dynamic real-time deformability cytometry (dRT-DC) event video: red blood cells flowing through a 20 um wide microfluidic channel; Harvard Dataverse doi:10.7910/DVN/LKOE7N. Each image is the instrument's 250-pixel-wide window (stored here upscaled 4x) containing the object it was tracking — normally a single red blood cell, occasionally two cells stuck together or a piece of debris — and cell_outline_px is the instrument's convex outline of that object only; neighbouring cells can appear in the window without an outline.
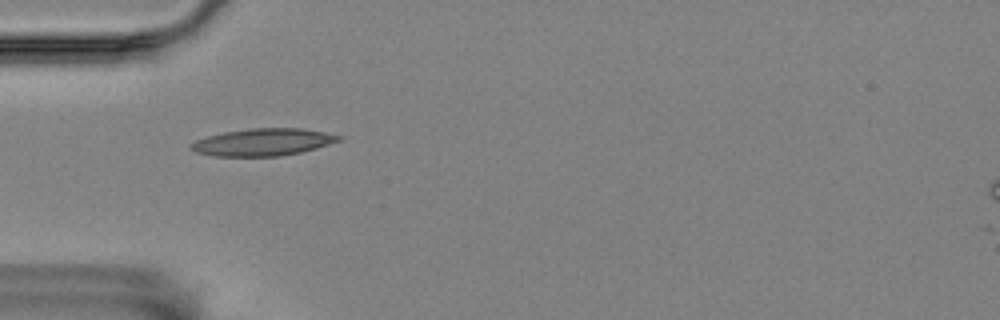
{"species": "Egyptian fruit bat (a non-hibernating species)", "species_latin": "Rousettus aegyptiacus", "temperature_condition": "room temperature", "stored_images_in_passage": 40, "camera_frame_rate_fps": 3000, "um_per_image_px": 0.085, "animal": {"sex": "female"}, "frame": {"image": 1, "passage_image": 1, "time_ms": 0.0, "image_size_px": [1000, 320], "cell_outline_px": [[344, 136], [340, 140], [316, 148], [300, 152], [280, 156], [212, 156], [196, 152], [188, 148], [188, 144], [196, 140], [208, 136], [224, 132], [248, 128], [300, 128], [324, 132]], "centroid_in_image_um": [22.31, 12.08], "position_along_channel_um": 62.7, "area_um2": 23.47}}
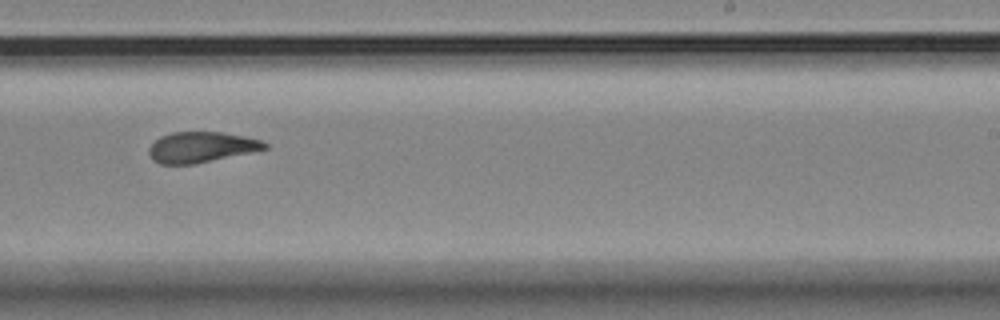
{"frame": {"image": 2, "passage_image": 19, "time_ms": 6.0, "image_size_px": [1000, 320], "cell_outline_px": [[268, 148], [196, 164], [160, 164], [152, 160], [148, 152], [148, 148], [160, 136], [172, 132], [220, 132], [244, 136], [260, 140], [268, 144]], "centroid_in_image_um": [17.07, 12.51], "position_along_channel_um": 271.9, "area_um2": 20.58}}
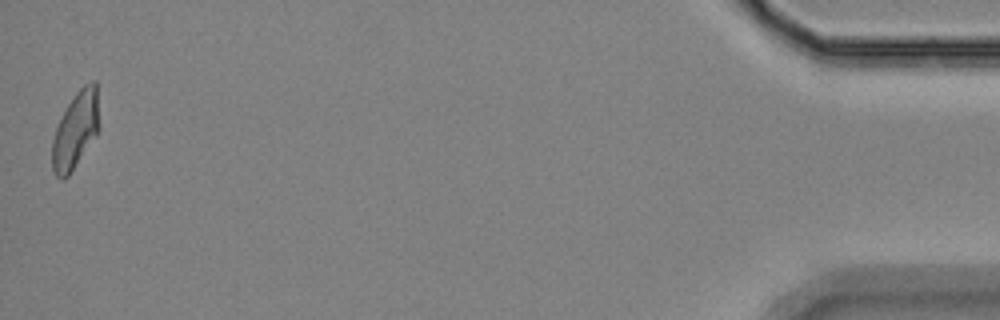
{"frame": {"image": 3, "passage_image": 40, "time_ms": 13.0, "image_size_px": [1000, 320], "cell_outline_px": [[100, 128], [96, 136], [68, 176], [64, 180], [60, 180], [56, 176], [52, 168], [52, 140], [56, 128], [68, 104], [76, 92], [84, 84], [92, 80], [96, 80], [100, 124]], "centroid_in_image_um": [6.44, 11.06], "position_along_channel_um": 428.8, "area_um2": 21.15}, "authors_computed_cell_mechanics": {"area_um2": 21.3571, "velocity_mm_per_s": 3.5035, "shape_relaxation_time_tau1_ms": null, "shape_relaxation_time_tau2_ms": 2.456, "deformation_change_tau1": null, "deformation_change_tau2": 0.1063}}